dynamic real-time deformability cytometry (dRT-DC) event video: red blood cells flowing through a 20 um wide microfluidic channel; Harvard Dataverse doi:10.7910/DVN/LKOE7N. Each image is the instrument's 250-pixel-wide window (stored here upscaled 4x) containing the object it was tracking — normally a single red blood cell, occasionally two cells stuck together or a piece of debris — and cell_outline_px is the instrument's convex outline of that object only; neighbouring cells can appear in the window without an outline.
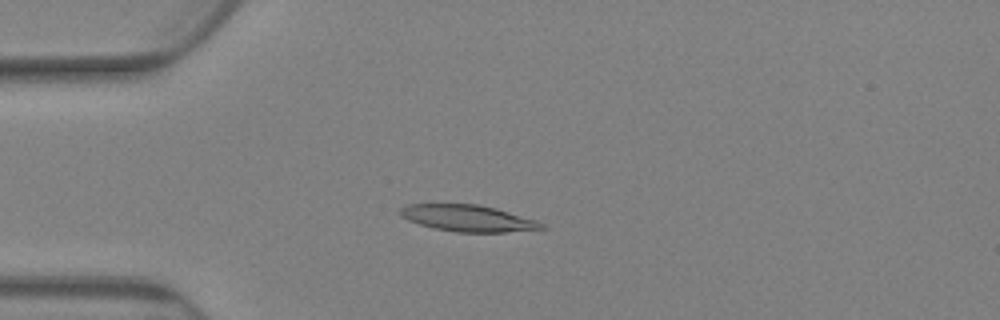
{"species": "Egyptian fruit bat (a non-hibernating species)", "species_latin": "Rousettus aegyptiacus", "temperature_condition": "warm", "stored_images_in_passage": 83, "camera_frame_rate_fps": 3000, "um_per_image_px": 0.085, "animal": {"sex": "female"}, "frame": {"image": 1, "passage_image": 22, "time_ms": 7.0, "image_size_px": [1000, 320], "cell_outline_px": [[548, 228], [504, 232], [456, 232], [432, 228], [408, 220], [400, 216], [396, 212], [396, 208], [408, 204], [476, 204], [496, 208], [536, 220], [544, 224]], "centroid_in_image_um": [39.7, 18.54], "position_along_channel_um": 45.3, "area_um2": 22.02}}
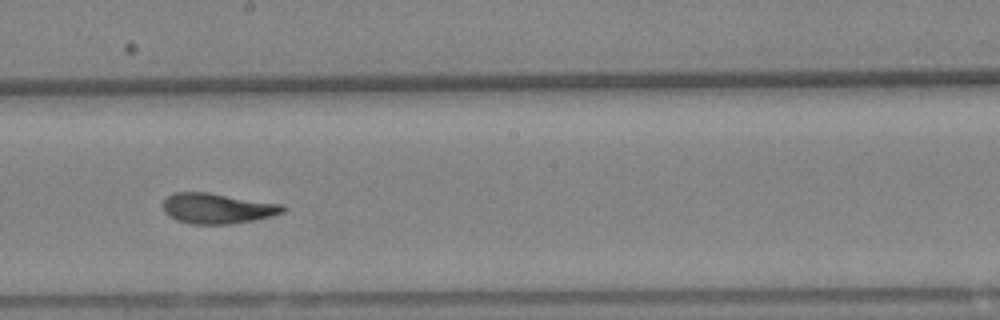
{"frame": {"image": 2, "passage_image": 47, "time_ms": 15.333, "image_size_px": [1000, 320], "cell_outline_px": [[288, 208], [284, 212], [272, 216], [252, 220], [228, 224], [192, 224], [176, 220], [168, 216], [164, 212], [164, 200], [168, 196], [176, 192], [208, 192], [284, 204]], "centroid_in_image_um": [18.51, 17.71], "position_along_channel_um": 229.7, "area_um2": 21.33}}
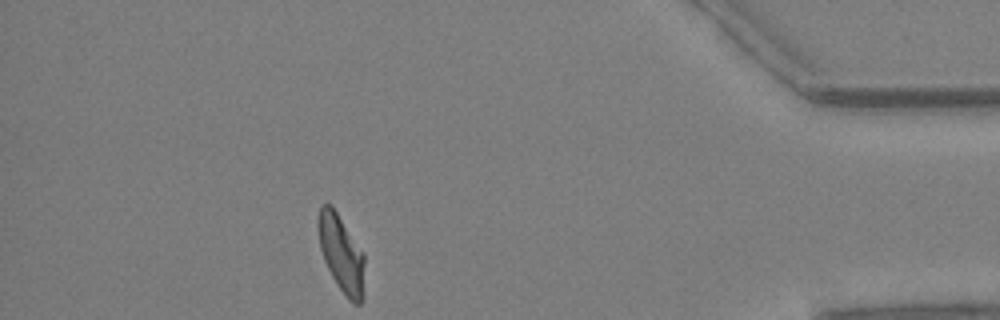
{"frame": {"image": 3, "passage_image": 74, "time_ms": 24.333, "image_size_px": [1000, 320], "cell_outline_px": [[364, 296], [360, 304], [356, 304], [348, 300], [332, 276], [324, 260], [320, 248], [316, 224], [316, 220], [320, 204], [332, 204], [364, 252]], "centroid_in_image_um": [29.0, 21.51], "position_along_channel_um": 406.2, "area_um2": 21.33}, "authors_computed_cell_mechanics": {"area_um2": 21.5016, "velocity_mm_per_s": 2.4783, "shape_relaxation_time_tau1_ms": null, "shape_relaxation_time_tau2_ms": 2.0254, "deformation_change_tau1": null, "deformation_change_tau2": 0.0884}}